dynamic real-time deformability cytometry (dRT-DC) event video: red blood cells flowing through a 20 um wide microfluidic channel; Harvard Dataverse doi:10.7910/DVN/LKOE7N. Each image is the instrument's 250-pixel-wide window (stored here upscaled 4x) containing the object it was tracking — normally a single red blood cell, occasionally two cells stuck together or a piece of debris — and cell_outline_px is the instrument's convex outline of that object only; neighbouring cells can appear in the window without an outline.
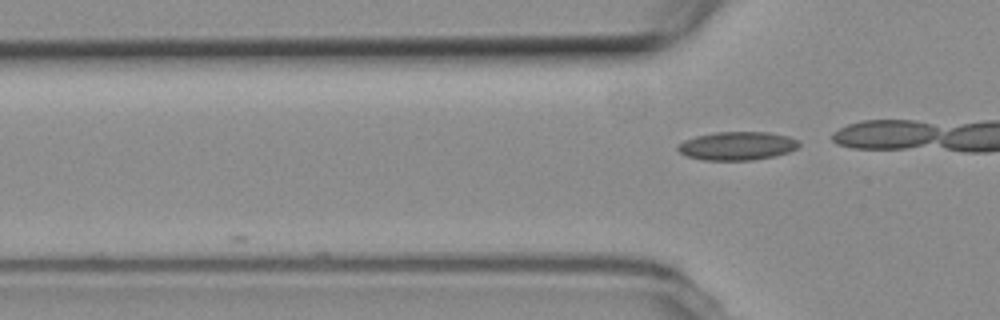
{"species": "common noctule bat (a hibernating species)", "species_latin": "Nyctalus noctula", "temperature_condition": "room temperature", "stored_images_in_passage": 3, "camera_frame_rate_fps": 3000, "um_per_image_px": 0.085, "animal": {"sex": "female", "body_mass_g": 19.3, "forearm_length_mm": 54.1}, "frame": {"image": 1, "passage_image": 3, "time_ms": 2.667, "image_size_px": [1000, 320], "cell_outline_px": [[800, 144], [796, 148], [788, 152], [776, 156], [752, 160], [704, 160], [688, 156], [680, 152], [676, 148], [684, 140], [696, 136], [716, 132], [768, 132], [788, 136], [800, 140]], "centroid_in_image_um": [62.69, 12.4], "position_along_channel_um": 63.1, "area_um2": 20.06}}